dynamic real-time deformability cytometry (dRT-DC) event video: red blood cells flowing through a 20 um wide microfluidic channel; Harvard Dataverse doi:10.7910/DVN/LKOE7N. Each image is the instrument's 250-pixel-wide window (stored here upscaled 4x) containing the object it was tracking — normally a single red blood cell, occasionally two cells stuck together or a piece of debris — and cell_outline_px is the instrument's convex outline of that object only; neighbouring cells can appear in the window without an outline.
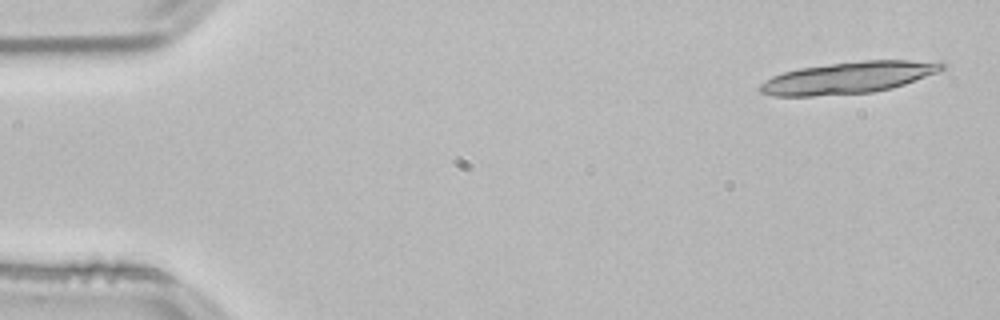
{"species": "common noctule bat (a hibernating species)", "species_latin": "Nyctalus noctula", "temperature_condition": "room temperature", "stored_images_in_passage": 3, "camera_frame_rate_fps": 3000, "um_per_image_px": 0.085, "animal": {"sex": "male", "body_mass_g": 21.5, "forearm_length_mm": 52.0}, "frame": {"image": 1, "passage_image": 3, "time_ms": 0.667, "image_size_px": [1000, 320], "cell_outline_px": [[916, 76], [908, 80], [896, 84], [888, 84], [804, 76], [792, 72], [816, 68], [844, 64], [916, 64]], "centroid_in_image_um": [73.52, 6.19], "position_along_channel_um": 11.5, "area_um2": 12.66}}